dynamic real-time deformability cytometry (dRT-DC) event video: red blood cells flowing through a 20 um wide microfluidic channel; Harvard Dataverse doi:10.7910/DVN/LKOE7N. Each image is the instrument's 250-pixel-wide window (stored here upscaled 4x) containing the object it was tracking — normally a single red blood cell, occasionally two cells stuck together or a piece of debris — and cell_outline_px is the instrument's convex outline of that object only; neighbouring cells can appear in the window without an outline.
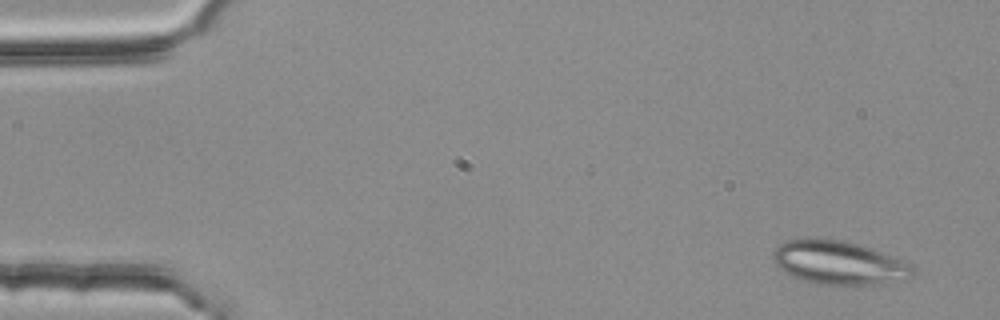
{"species": "common noctule bat (a hibernating species)", "species_latin": "Nyctalus noctula", "temperature_condition": "room temperature", "stored_images_in_passage": 3, "camera_frame_rate_fps": 3000, "um_per_image_px": 0.085, "animal": {"sex": "female", "body_mass_g": 25.1}, "frame": {"image": 1, "passage_image": 1, "time_ms": 0.0, "image_size_px": [1000, 320], "cell_outline_px": [[912, 280], [880, 284], [816, 284], [800, 280], [792, 276], [780, 268], [772, 260], [772, 252], [780, 244], [788, 240], [804, 236], [812, 236], [840, 240], [872, 248], [912, 264]], "centroid_in_image_um": [71.29, 22.31], "position_along_channel_um": 13.7, "area_um2": 36.01}}